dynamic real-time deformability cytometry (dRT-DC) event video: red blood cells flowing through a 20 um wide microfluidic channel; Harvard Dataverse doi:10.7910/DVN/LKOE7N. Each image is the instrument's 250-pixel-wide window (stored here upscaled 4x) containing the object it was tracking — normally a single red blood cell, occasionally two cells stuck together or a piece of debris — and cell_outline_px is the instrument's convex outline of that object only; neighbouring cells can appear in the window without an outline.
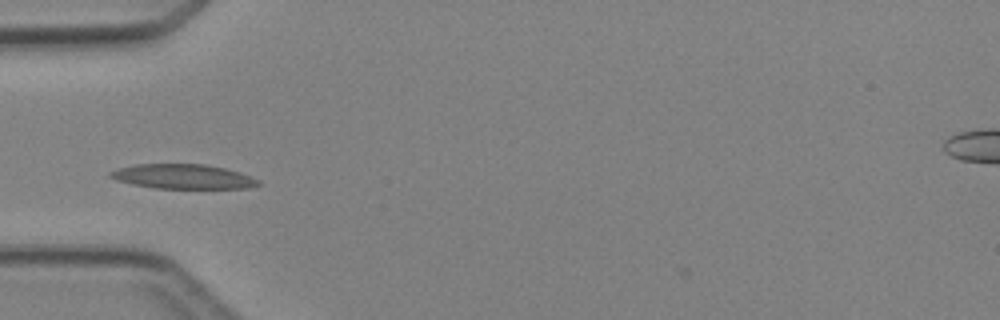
{"species": "Egyptian fruit bat (a non-hibernating species)", "species_latin": "Rousettus aegyptiacus", "temperature_condition": "cold", "stored_images_in_passage": 2, "camera_frame_rate_fps": 3000, "um_per_image_px": 0.085, "animal": {"sex": "female"}, "frame": {"image": 1, "passage_image": 2, "time_ms": 1.0, "image_size_px": [1000, 320], "cell_outline_px": [[260, 184], [248, 188], [156, 188], [132, 184], [116, 180], [108, 176], [108, 172], [120, 168], [136, 164], [204, 164], [224, 168], [240, 172], [260, 180]], "centroid_in_image_um": [15.55, 15.0], "position_along_channel_um": 69.5, "area_um2": 21.1}}